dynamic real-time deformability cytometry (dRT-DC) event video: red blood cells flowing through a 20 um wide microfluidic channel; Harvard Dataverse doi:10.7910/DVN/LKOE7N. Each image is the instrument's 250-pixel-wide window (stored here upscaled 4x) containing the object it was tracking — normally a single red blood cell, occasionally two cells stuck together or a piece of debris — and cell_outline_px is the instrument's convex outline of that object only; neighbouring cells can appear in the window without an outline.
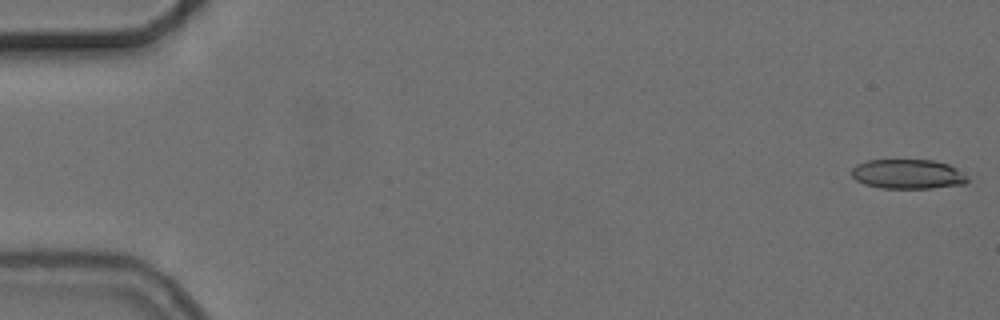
{"species": "common noctule bat (a hibernating species)", "species_latin": "Nyctalus noctula", "temperature_condition": "cold", "stored_images_in_passage": 55, "camera_frame_rate_fps": 3000, "um_per_image_px": 0.085, "animal": {"sex": "female", "body_mass_g": 24.6, "forearm_length_mm": 56.2}, "frame": {"image": 1, "passage_image": 1, "time_ms": 0.0, "image_size_px": [1000, 320], "cell_outline_px": [[968, 180], [964, 184], [932, 188], [880, 188], [864, 184], [856, 180], [852, 176], [852, 168], [856, 164], [868, 160], [932, 160], [948, 164], [964, 172]], "centroid_in_image_um": [77.16, 14.8], "position_along_channel_um": 7.8, "area_um2": 20.0}}
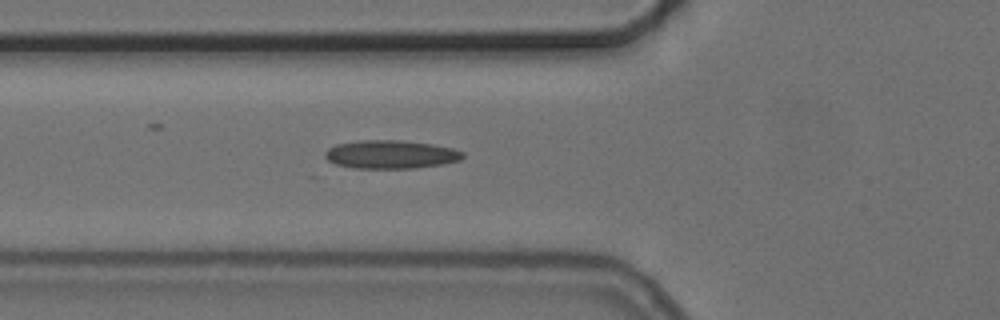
{"frame": {"image": 2, "passage_image": 20, "time_ms": 6.333, "image_size_px": [1000, 320], "cell_outline_px": [[464, 156], [460, 160], [444, 164], [416, 168], [352, 168], [336, 164], [328, 160], [324, 156], [324, 152], [328, 148], [336, 144], [360, 140], [404, 140], [432, 144], [452, 148], [464, 152]], "centroid_in_image_um": [33.21, 13.12], "position_along_channel_um": 92.6, "area_um2": 22.95}}
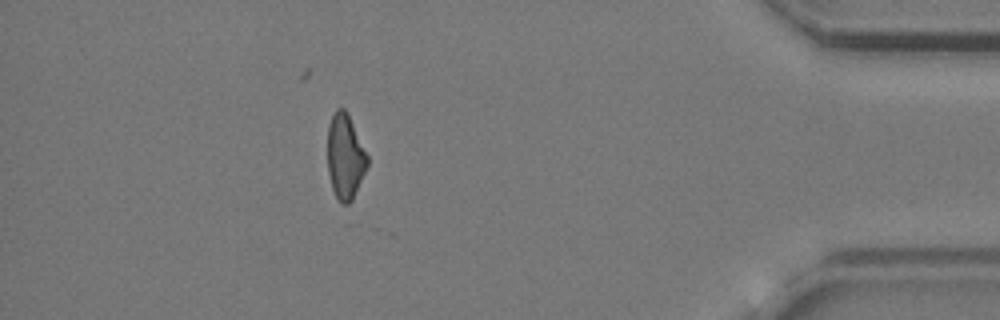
{"frame": {"image": 3, "passage_image": 49, "time_ms": 16.0, "image_size_px": [1000, 320], "cell_outline_px": [[368, 164], [352, 200], [348, 204], [340, 204], [332, 188], [328, 172], [328, 124], [336, 108], [344, 108], [348, 112], [368, 156]], "centroid_in_image_um": [29.33, 13.29], "position_along_channel_um": 405.9, "area_um2": 19.71}, "authors_computed_cell_mechanics": {"area_um2": 20.9814, "velocity_mm_per_s": 3.728, "shape_relaxation_time_tau1_ms": null, "shape_relaxation_time_tau2_ms": 4.4876, "deformation_change_tau1": null, "deformation_change_tau2": 0.1545}}